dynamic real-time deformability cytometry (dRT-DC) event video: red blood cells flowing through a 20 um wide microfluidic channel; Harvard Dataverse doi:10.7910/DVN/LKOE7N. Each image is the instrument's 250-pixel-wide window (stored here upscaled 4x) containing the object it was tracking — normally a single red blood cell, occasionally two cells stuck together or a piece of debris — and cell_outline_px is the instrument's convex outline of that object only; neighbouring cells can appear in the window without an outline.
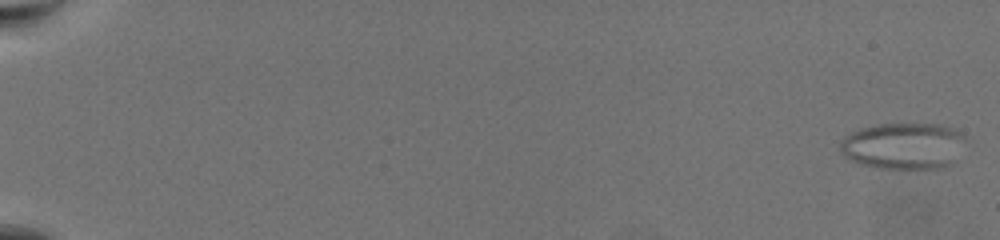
{"species": "common noctule bat (a hibernating species)", "species_latin": "Nyctalus noctula", "temperature_condition": "warm", "stored_images_in_passage": 66, "camera_frame_rate_fps": 3000, "um_per_image_px": 0.085, "animal": {"sex": "female", "body_mass_g": 19.5, "forearm_length_mm": 54.1}, "frame": {"image": 1, "passage_image": 2, "time_ms": 0.333, "image_size_px": [1000, 240], "cell_outline_px": [[964, 136], [952, 160], [944, 168], [876, 168], [860, 164], [844, 156], [840, 152], [840, 140], [844, 136], [860, 128], [880, 124], [940, 124], [952, 128], [960, 132]], "centroid_in_image_um": [76.69, 12.39], "position_along_channel_um": 8.3, "area_um2": 33.47}}
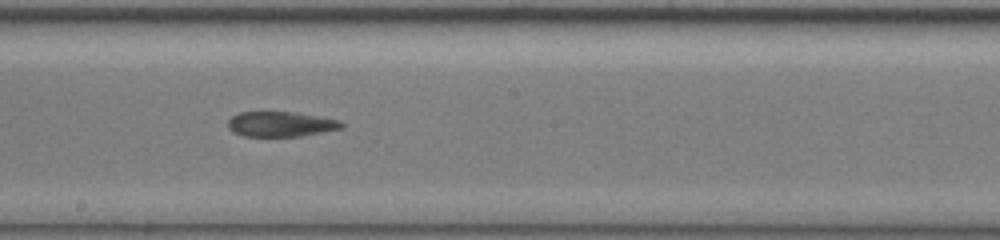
{"frame": {"image": 2, "passage_image": 41, "time_ms": 13.333, "image_size_px": [1000, 240], "cell_outline_px": [[344, 128], [300, 136], [244, 136], [232, 132], [228, 128], [228, 120], [232, 116], [240, 112], [296, 112], [340, 120], [344, 124]], "centroid_in_image_um": [23.86, 10.55], "position_along_channel_um": 224.3, "area_um2": 16.65}}
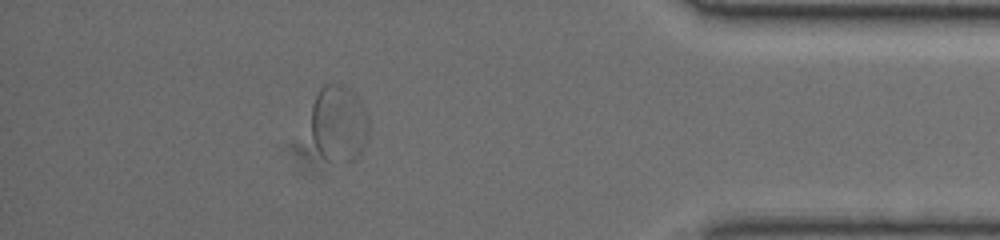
{"frame": {"image": 3, "passage_image": 60, "time_ms": 19.667, "image_size_px": [1000, 240], "cell_outline_px": [[368, 136], [360, 152], [352, 160], [328, 160], [316, 148], [312, 140], [312, 104], [320, 88], [324, 84], [344, 84], [360, 100], [368, 116]], "centroid_in_image_um": [28.79, 10.45], "position_along_channel_um": 406.4, "area_um2": 25.55}}